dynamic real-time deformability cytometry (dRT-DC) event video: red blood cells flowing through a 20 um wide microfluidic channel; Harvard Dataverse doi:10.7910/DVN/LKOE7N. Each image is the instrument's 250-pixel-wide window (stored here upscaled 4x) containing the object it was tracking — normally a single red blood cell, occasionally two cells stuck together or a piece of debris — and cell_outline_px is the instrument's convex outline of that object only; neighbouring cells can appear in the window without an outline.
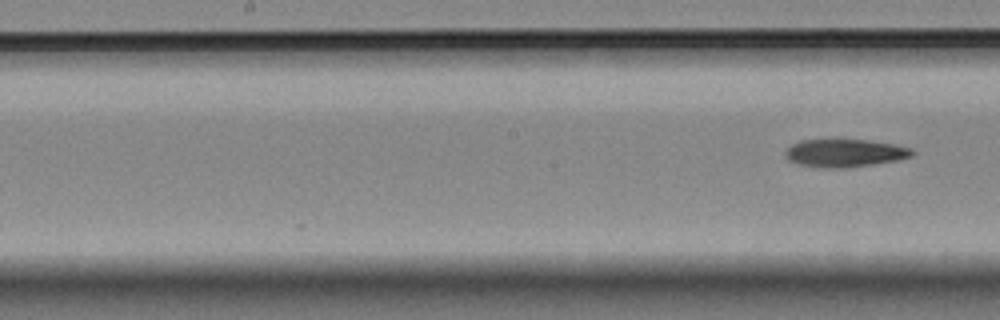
{"species": "Egyptian fruit bat (a non-hibernating species)", "species_latin": "Rousettus aegyptiacus", "temperature_condition": "room temperature", "stored_images_in_passage": 6, "camera_frame_rate_fps": 3000, "um_per_image_px": 0.085, "animal": {"sex": "female"}, "frame": {"image": 1, "passage_image": 6, "time_ms": 1.667, "image_size_px": [1000, 320], "cell_outline_px": [[916, 152], [912, 156], [900, 160], [848, 168], [816, 168], [796, 164], [788, 160], [784, 156], [784, 152], [792, 144], [800, 140], [868, 140], [892, 144], [912, 148]], "centroid_in_image_um": [71.79, 13.03], "position_along_channel_um": 176.4, "area_um2": 20.92}}